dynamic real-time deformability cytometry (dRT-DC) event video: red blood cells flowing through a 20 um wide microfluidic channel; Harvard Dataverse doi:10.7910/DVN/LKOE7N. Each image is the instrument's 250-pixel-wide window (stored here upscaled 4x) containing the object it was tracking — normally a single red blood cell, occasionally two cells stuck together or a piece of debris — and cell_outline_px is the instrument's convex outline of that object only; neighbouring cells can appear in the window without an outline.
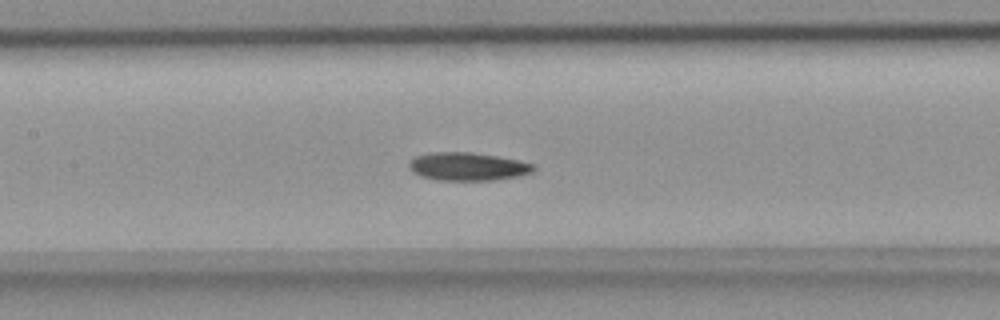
{"species": "common noctule bat (a hibernating species)", "species_latin": "Nyctalus noctula", "temperature_condition": "room temperature", "stored_images_in_passage": 53, "camera_frame_rate_fps": 3000, "um_per_image_px": 0.085, "animal": {"sex": "female", "body_mass_g": 18.4}, "frame": {"image": 1, "passage_image": 24, "time_ms": 7.667, "image_size_px": [1000, 320], "cell_outline_px": [[536, 168], [532, 172], [520, 176], [496, 180], [436, 180], [412, 172], [408, 168], [408, 160], [416, 156], [432, 152], [472, 152], [520, 160], [536, 164]], "centroid_in_image_um": [39.78, 14.15], "position_along_channel_um": 167.6, "area_um2": 20.63}}
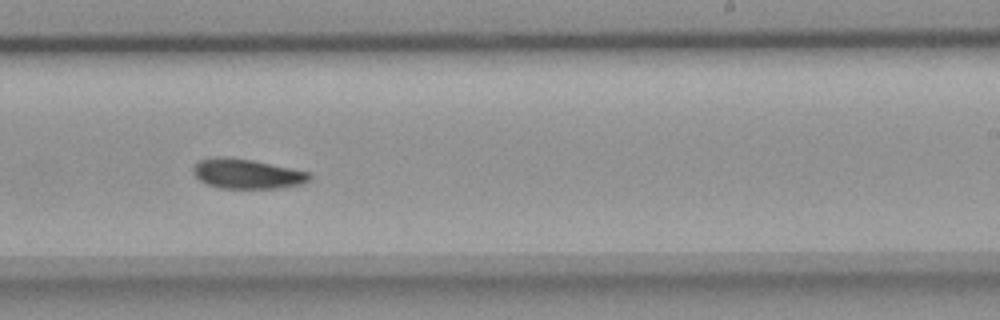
{"frame": {"image": 2, "passage_image": 32, "time_ms": 10.333, "image_size_px": [1000, 320], "cell_outline_px": [[312, 176], [308, 180], [300, 184], [276, 188], [220, 188], [208, 184], [200, 180], [192, 172], [192, 168], [200, 160], [216, 156], [228, 156], [252, 160], [312, 172]], "centroid_in_image_um": [20.99, 14.76], "position_along_channel_um": 268.0, "area_um2": 20.17}}
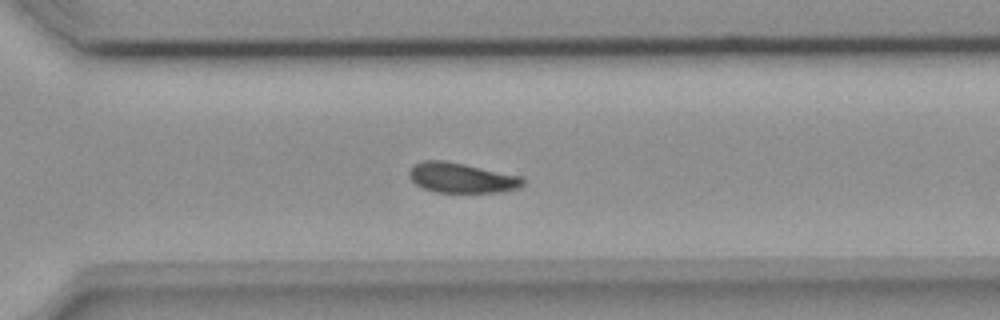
{"frame": {"image": 3, "passage_image": 37, "time_ms": 12.0, "image_size_px": [1000, 320], "cell_outline_px": [[524, 184], [520, 188], [504, 192], [436, 192], [424, 188], [416, 184], [408, 176], [408, 172], [416, 164], [424, 160], [444, 160], [464, 164], [520, 176], [524, 180]], "centroid_in_image_um": [39.25, 15.12], "position_along_channel_um": 331.4, "area_um2": 19.77}, "authors_computed_cell_mechanics": {"area_um2": 19.8832, "velocity_mm_per_s": 3.7811, "shape_relaxation_time_tau1_ms": null, "shape_relaxation_time_tau2_ms": 6.0442, "deformation_change_tau1": null, "deformation_change_tau2": 0.1058}}